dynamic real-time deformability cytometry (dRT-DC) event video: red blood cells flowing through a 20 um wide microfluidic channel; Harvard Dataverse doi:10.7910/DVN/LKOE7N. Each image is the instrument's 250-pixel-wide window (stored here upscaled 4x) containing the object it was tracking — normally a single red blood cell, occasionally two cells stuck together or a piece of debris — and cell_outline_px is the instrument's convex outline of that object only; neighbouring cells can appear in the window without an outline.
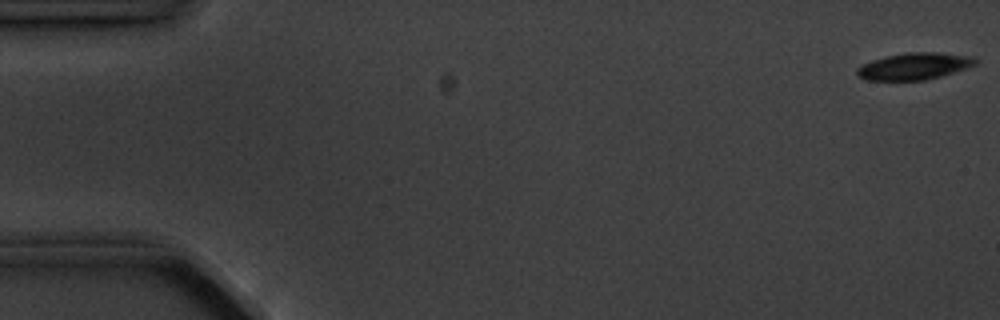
{"species": "common noctule bat (a hibernating species)", "species_latin": "Nyctalus noctula", "temperature_condition": "cold", "stored_images_in_passage": 5, "camera_frame_rate_fps": 3000, "um_per_image_px": 0.085, "animal": {"sex": "male", "body_mass_g": 20.1, "forearm_length_mm": 53.5}, "frame": {"image": 1, "passage_image": 1, "time_ms": 0.0, "image_size_px": [1000, 320], "cell_outline_px": [[976, 64], [940, 76], [924, 80], [868, 80], [860, 76], [856, 72], [856, 68], [872, 60], [884, 56], [908, 52], [936, 52], [976, 56]], "centroid_in_image_um": [77.71, 5.61], "position_along_channel_um": 7.3, "area_um2": 18.32}}